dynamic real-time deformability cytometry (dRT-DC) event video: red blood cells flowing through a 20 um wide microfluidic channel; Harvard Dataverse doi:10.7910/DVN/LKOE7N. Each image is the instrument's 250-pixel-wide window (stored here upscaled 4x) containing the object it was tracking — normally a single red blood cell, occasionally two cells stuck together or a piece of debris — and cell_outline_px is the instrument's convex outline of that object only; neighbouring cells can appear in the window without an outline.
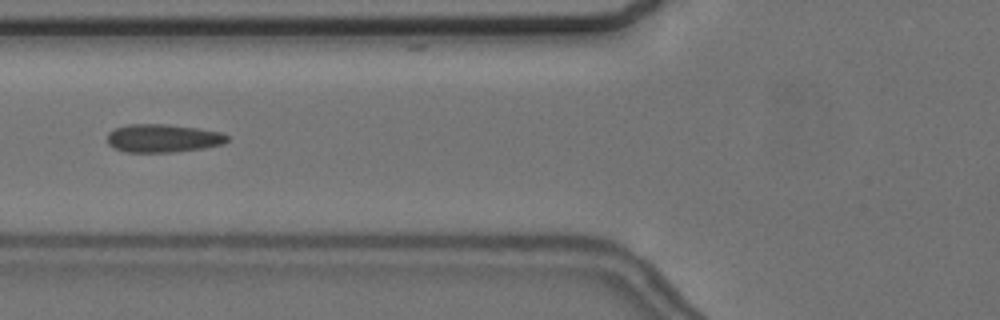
{"species": "common noctule bat (a hibernating species)", "species_latin": "Nyctalus noctula", "temperature_condition": "cold", "stored_images_in_passage": 56, "camera_frame_rate_fps": 3000, "um_per_image_px": 0.085, "animal": {"sex": "female", "body_mass_g": 24.6, "forearm_length_mm": 56.2}, "frame": {"image": 1, "passage_image": 22, "time_ms": 7.0, "image_size_px": [1000, 320], "cell_outline_px": [[228, 140], [224, 144], [200, 148], [172, 152], [124, 152], [108, 144], [108, 132], [116, 128], [128, 124], [168, 124], [196, 128], [220, 132], [228, 136]], "centroid_in_image_um": [13.83, 11.74], "position_along_channel_um": 112.0, "area_um2": 19.54}}
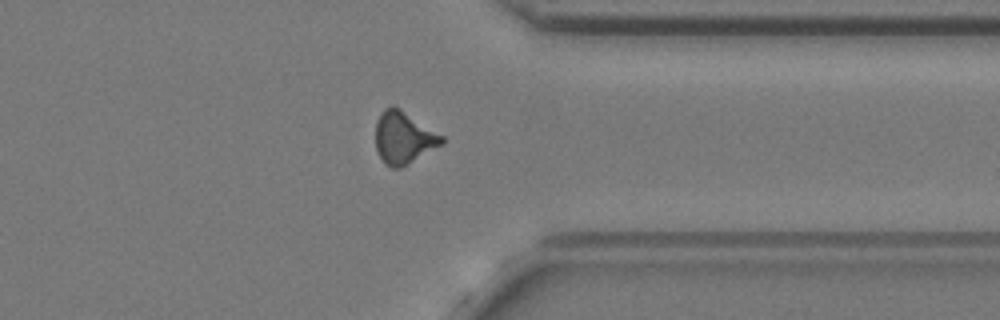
{"frame": {"image": 2, "passage_image": 44, "time_ms": 14.333, "image_size_px": [1000, 320], "cell_outline_px": [[444, 144], [400, 168], [392, 168], [384, 164], [376, 148], [376, 120], [380, 112], [384, 108], [392, 104], [400, 108], [444, 136]], "centroid_in_image_um": [34.3, 11.68], "position_along_channel_um": 377.1, "area_um2": 20.35}}
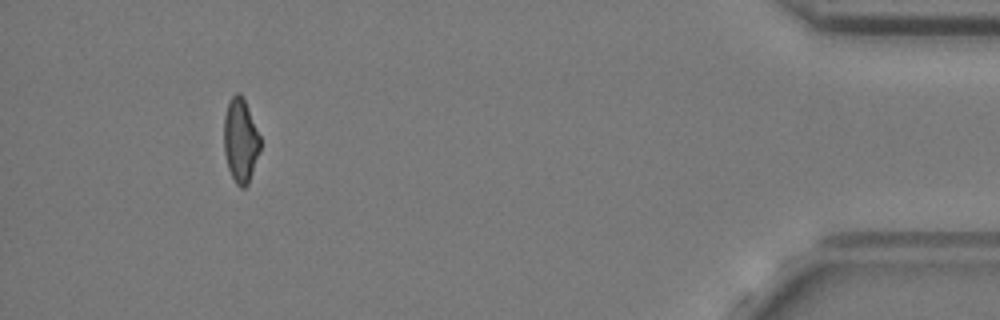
{"frame": {"image": 3, "passage_image": 52, "time_ms": 17.0, "image_size_px": [1000, 320], "cell_outline_px": [[260, 152], [248, 184], [244, 188], [240, 188], [236, 184], [228, 168], [224, 152], [224, 116], [228, 100], [236, 92], [240, 92], [244, 96], [260, 136]], "centroid_in_image_um": [20.44, 11.9], "position_along_channel_um": 414.8, "area_um2": 18.09}, "authors_computed_cell_mechanics": {"area_um2": 19.0162, "velocity_mm_per_s": 3.6742, "shape_relaxation_time_tau1_ms": null, "shape_relaxation_time_tau2_ms": 3.102, "deformation_change_tau1": null, "deformation_change_tau2": 0.0772}}